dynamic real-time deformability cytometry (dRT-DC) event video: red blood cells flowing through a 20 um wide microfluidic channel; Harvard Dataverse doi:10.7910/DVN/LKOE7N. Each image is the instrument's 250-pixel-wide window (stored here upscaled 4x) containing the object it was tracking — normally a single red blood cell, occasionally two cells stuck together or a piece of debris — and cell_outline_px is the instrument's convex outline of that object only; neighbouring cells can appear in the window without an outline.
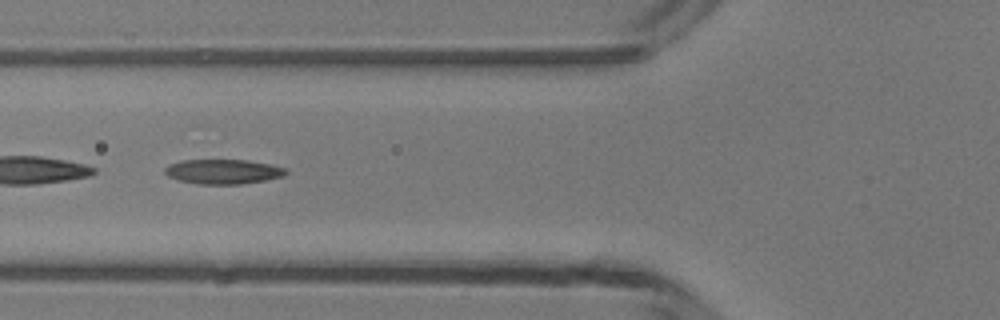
{"species": "common noctule bat (a hibernating species)", "species_latin": "Nyctalus noctula", "temperature_condition": "room temperature", "stored_images_in_passage": 4, "segment_of_instrument_passage": [2, 2], "camera_frame_rate_fps": 3000, "um_per_image_px": 0.085, "animal": {"sex": "male", "body_mass_g": 13.3}, "frame": {"image": 1, "passage_image": 4, "time_ms": 4.333, "image_size_px": [1000, 320], "cell_outline_px": [[288, 172], [284, 176], [264, 180], [240, 184], [196, 184], [180, 180], [168, 176], [164, 172], [164, 168], [168, 164], [180, 160], [248, 160], [272, 164], [288, 168]], "centroid_in_image_um": [18.98, 14.58], "position_along_channel_um": 106.8, "area_um2": 17.57}}